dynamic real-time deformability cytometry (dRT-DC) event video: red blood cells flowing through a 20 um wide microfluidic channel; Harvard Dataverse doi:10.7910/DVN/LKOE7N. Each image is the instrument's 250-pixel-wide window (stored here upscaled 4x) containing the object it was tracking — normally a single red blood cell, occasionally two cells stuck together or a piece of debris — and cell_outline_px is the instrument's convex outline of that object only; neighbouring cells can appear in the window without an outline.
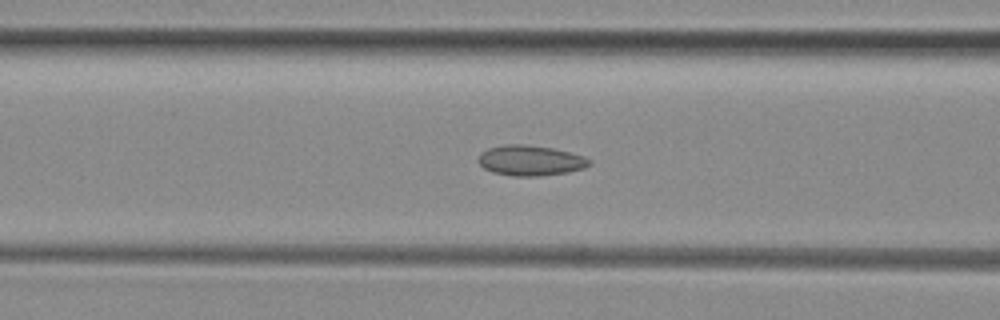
{"species": "common noctule bat (a hibernating species)", "species_latin": "Nyctalus noctula", "temperature_condition": "room temperature", "stored_images_in_passage": 54, "camera_frame_rate_fps": 3000, "um_per_image_px": 0.085, "animal": {"sex": "female", "body_mass_g": 29.2, "forearm_length_mm": 56.3}, "frame": {"image": 1, "passage_image": 21, "time_ms": 6.667, "image_size_px": [1000, 320], "cell_outline_px": [[592, 164], [584, 168], [568, 172], [540, 176], [512, 176], [492, 172], [484, 168], [476, 160], [480, 152], [488, 148], [504, 144], [528, 144], [552, 148], [584, 156]], "centroid_in_image_um": [45.04, 13.64], "position_along_channel_um": 121.6, "area_um2": 19.77}}
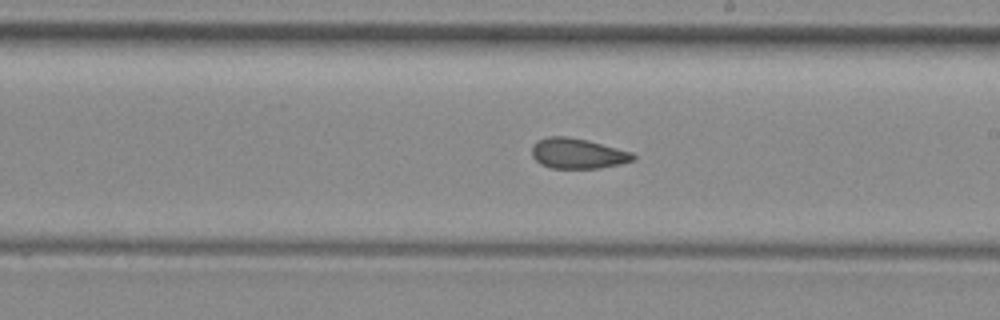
{"frame": {"image": 2, "passage_image": 30, "time_ms": 9.667, "image_size_px": [1000, 320], "cell_outline_px": [[636, 160], [620, 164], [600, 168], [552, 168], [540, 164], [532, 156], [532, 144], [536, 140], [548, 136], [568, 136], [588, 140], [632, 152], [636, 156]], "centroid_in_image_um": [49.1, 13.04], "position_along_channel_um": 239.9, "area_um2": 18.09}}
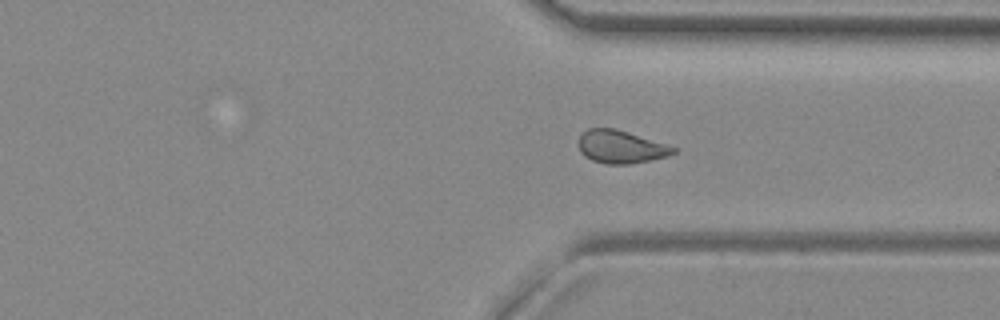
{"frame": {"image": 3, "passage_image": 39, "time_ms": 12.667, "image_size_px": [1000, 320], "cell_outline_px": [[676, 152], [668, 156], [652, 160], [628, 164], [604, 164], [592, 160], [584, 156], [580, 152], [580, 136], [588, 128], [616, 128], [676, 148]], "centroid_in_image_um": [52.76, 12.49], "position_along_channel_um": 358.6, "area_um2": 17.98}, "authors_computed_cell_mechanics": {"area_um2": 18.9584, "velocity_mm_per_s": 3.9462, "shape_relaxation_time_tau1_ms": null, "shape_relaxation_time_tau2_ms": 3.5077, "deformation_change_tau1": null, "deformation_change_tau2": 0.0907}}